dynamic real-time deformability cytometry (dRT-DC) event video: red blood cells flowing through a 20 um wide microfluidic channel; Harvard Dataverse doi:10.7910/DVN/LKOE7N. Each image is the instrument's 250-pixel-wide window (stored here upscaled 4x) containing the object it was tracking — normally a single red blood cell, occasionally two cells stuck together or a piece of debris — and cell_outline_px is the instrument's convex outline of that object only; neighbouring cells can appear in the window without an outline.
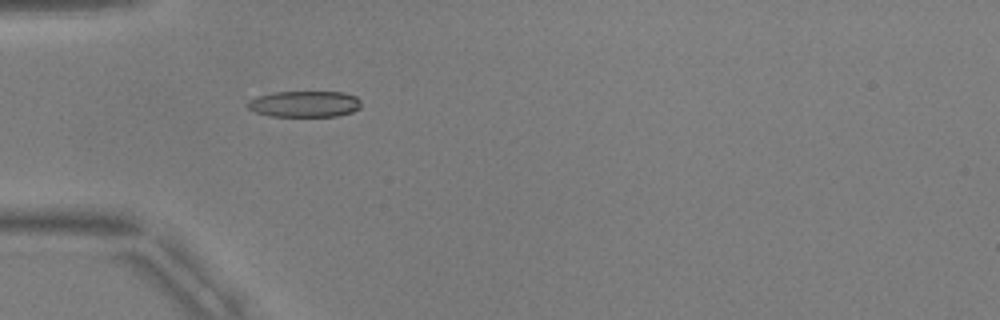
{"species": "common noctule bat (a hibernating species)", "species_latin": "Nyctalus noctula", "temperature_condition": "warm", "stored_images_in_passage": 38, "camera_frame_rate_fps": 3000, "um_per_image_px": 0.085, "animal": {"sex": "male", "body_mass_g": 17.9, "forearm_length_mm": 54.2}, "frame": {"image": 1, "passage_image": 1, "time_ms": 0.0, "image_size_px": [1000, 320], "cell_outline_px": [[360, 108], [352, 112], [336, 116], [268, 116], [256, 112], [248, 108], [248, 100], [272, 92], [344, 92], [356, 96], [360, 100]], "centroid_in_image_um": [25.91, 8.84], "position_along_channel_um": 59.1, "area_um2": 17.28}}
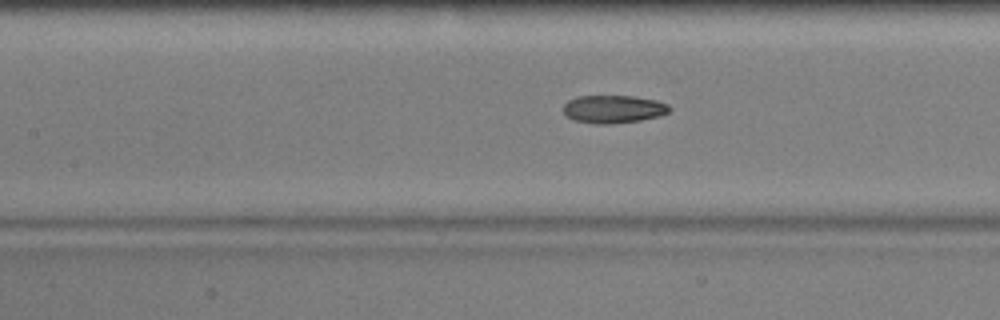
{"frame": {"image": 2, "passage_image": 9, "time_ms": 2.667, "image_size_px": [1000, 320], "cell_outline_px": [[672, 108], [668, 112], [660, 116], [640, 120], [612, 124], [596, 124], [576, 120], [568, 116], [564, 112], [564, 104], [568, 100], [576, 96], [632, 96], [656, 100], [668, 104]], "centroid_in_image_um": [52.16, 9.27], "position_along_channel_um": 155.2, "area_um2": 17.22}}
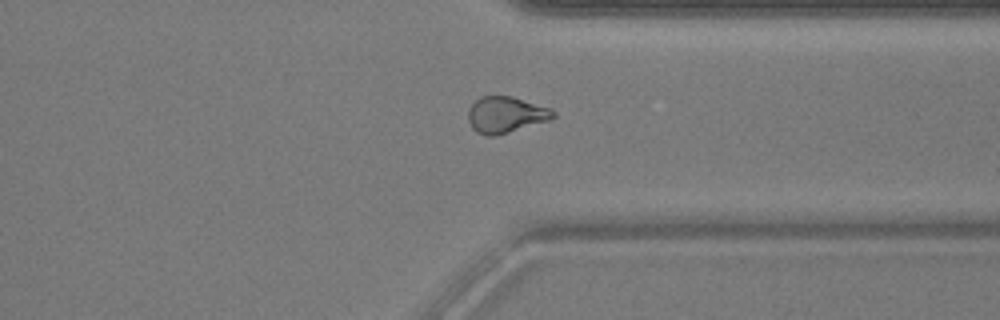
{"frame": {"image": 3, "passage_image": 26, "time_ms": 8.333, "image_size_px": [1000, 320], "cell_outline_px": [[556, 116], [548, 120], [496, 136], [484, 136], [476, 132], [472, 128], [468, 120], [468, 108], [476, 100], [484, 96], [512, 96], [552, 108], [556, 112]], "centroid_in_image_um": [42.99, 9.75], "position_along_channel_um": 368.4, "area_um2": 18.03}, "authors_computed_cell_mechanics": {"area_um2": 17.3689, "velocity_mm_per_s": 3.7773, "shape_relaxation_time_tau1_ms": 7.3229, "shape_relaxation_time_tau2_ms": 1.6726, "deformation_change_tau1": 0.2288, "deformation_change_tau2": 0.0894}}